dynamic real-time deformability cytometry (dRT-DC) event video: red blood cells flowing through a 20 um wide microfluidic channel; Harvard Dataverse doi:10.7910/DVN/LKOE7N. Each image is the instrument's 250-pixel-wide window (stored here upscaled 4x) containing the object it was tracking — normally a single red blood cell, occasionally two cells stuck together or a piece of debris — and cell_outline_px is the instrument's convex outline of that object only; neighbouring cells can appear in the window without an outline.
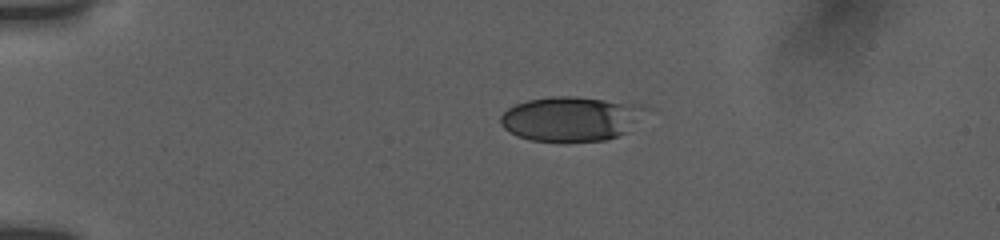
{"species": "human", "species_latin": "Homo sapiens", "temperature_condition": "room temperature", "stored_images_in_passage": 4, "camera_frame_rate_fps": 3000, "um_per_image_px": 0.085, "donor": {"sex": "female"}, "frame": {"image": 1, "passage_image": 1, "time_ms": 0.0, "image_size_px": [1000, 240], "cell_outline_px": [[624, 132], [616, 136], [604, 140], [532, 140], [520, 136], [504, 128], [500, 124], [500, 116], [508, 108], [516, 104], [528, 100], [548, 96], [572, 96], [604, 100], [620, 104], [624, 128]], "centroid_in_image_um": [47.97, 10.11], "position_along_channel_um": 37.0, "area_um2": 33.35}}